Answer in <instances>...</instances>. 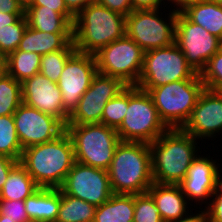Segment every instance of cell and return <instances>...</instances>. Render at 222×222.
Instances as JSON below:
<instances>
[{
    "instance_id": "f907efd6",
    "label": "cell",
    "mask_w": 222,
    "mask_h": 222,
    "mask_svg": "<svg viewBox=\"0 0 222 222\" xmlns=\"http://www.w3.org/2000/svg\"><path fill=\"white\" fill-rule=\"evenodd\" d=\"M4 72V68H0V74Z\"/></svg>"
},
{
    "instance_id": "bcb514c9",
    "label": "cell",
    "mask_w": 222,
    "mask_h": 222,
    "mask_svg": "<svg viewBox=\"0 0 222 222\" xmlns=\"http://www.w3.org/2000/svg\"><path fill=\"white\" fill-rule=\"evenodd\" d=\"M18 4L23 8L25 11L28 7H30L34 0H17Z\"/></svg>"
},
{
    "instance_id": "b9f144b4",
    "label": "cell",
    "mask_w": 222,
    "mask_h": 222,
    "mask_svg": "<svg viewBox=\"0 0 222 222\" xmlns=\"http://www.w3.org/2000/svg\"><path fill=\"white\" fill-rule=\"evenodd\" d=\"M0 11L8 14H24L17 0H0Z\"/></svg>"
},
{
    "instance_id": "7a4b0ae2",
    "label": "cell",
    "mask_w": 222,
    "mask_h": 222,
    "mask_svg": "<svg viewBox=\"0 0 222 222\" xmlns=\"http://www.w3.org/2000/svg\"><path fill=\"white\" fill-rule=\"evenodd\" d=\"M76 162L72 139L65 130L46 143L23 150L19 163L39 188L60 189Z\"/></svg>"
},
{
    "instance_id": "f6af8a7d",
    "label": "cell",
    "mask_w": 222,
    "mask_h": 222,
    "mask_svg": "<svg viewBox=\"0 0 222 222\" xmlns=\"http://www.w3.org/2000/svg\"><path fill=\"white\" fill-rule=\"evenodd\" d=\"M22 16L24 14H8L0 11V28L9 27V25L14 24Z\"/></svg>"
},
{
    "instance_id": "c3c4849f",
    "label": "cell",
    "mask_w": 222,
    "mask_h": 222,
    "mask_svg": "<svg viewBox=\"0 0 222 222\" xmlns=\"http://www.w3.org/2000/svg\"><path fill=\"white\" fill-rule=\"evenodd\" d=\"M5 58L0 54V68H4Z\"/></svg>"
},
{
    "instance_id": "8fae6325",
    "label": "cell",
    "mask_w": 222,
    "mask_h": 222,
    "mask_svg": "<svg viewBox=\"0 0 222 222\" xmlns=\"http://www.w3.org/2000/svg\"><path fill=\"white\" fill-rule=\"evenodd\" d=\"M175 43L198 74L205 68L207 61L222 48L221 39L191 22L182 12L177 14Z\"/></svg>"
},
{
    "instance_id": "7bdbcfd3",
    "label": "cell",
    "mask_w": 222,
    "mask_h": 222,
    "mask_svg": "<svg viewBox=\"0 0 222 222\" xmlns=\"http://www.w3.org/2000/svg\"><path fill=\"white\" fill-rule=\"evenodd\" d=\"M67 9L76 16L80 11L96 0H64Z\"/></svg>"
},
{
    "instance_id": "2e32d148",
    "label": "cell",
    "mask_w": 222,
    "mask_h": 222,
    "mask_svg": "<svg viewBox=\"0 0 222 222\" xmlns=\"http://www.w3.org/2000/svg\"><path fill=\"white\" fill-rule=\"evenodd\" d=\"M212 158L209 155H201L200 152V155L198 154L192 161L187 176L179 184L188 201L197 203L194 208H197L198 204L202 208V204H206L204 206L206 207L210 203L211 197L222 179V168L220 169L219 163H216L217 160Z\"/></svg>"
},
{
    "instance_id": "30bf717a",
    "label": "cell",
    "mask_w": 222,
    "mask_h": 222,
    "mask_svg": "<svg viewBox=\"0 0 222 222\" xmlns=\"http://www.w3.org/2000/svg\"><path fill=\"white\" fill-rule=\"evenodd\" d=\"M145 51L126 34L94 54L98 73L136 86L140 78Z\"/></svg>"
},
{
    "instance_id": "9c48e42d",
    "label": "cell",
    "mask_w": 222,
    "mask_h": 222,
    "mask_svg": "<svg viewBox=\"0 0 222 222\" xmlns=\"http://www.w3.org/2000/svg\"><path fill=\"white\" fill-rule=\"evenodd\" d=\"M162 9L167 11L165 8L133 10L126 16V35L145 52L166 47L175 42L178 12L168 10L169 14H165L164 17L160 12L163 11Z\"/></svg>"
},
{
    "instance_id": "d590c367",
    "label": "cell",
    "mask_w": 222,
    "mask_h": 222,
    "mask_svg": "<svg viewBox=\"0 0 222 222\" xmlns=\"http://www.w3.org/2000/svg\"><path fill=\"white\" fill-rule=\"evenodd\" d=\"M211 199L205 207L209 222H222V179L219 181Z\"/></svg>"
},
{
    "instance_id": "4dcf8cb0",
    "label": "cell",
    "mask_w": 222,
    "mask_h": 222,
    "mask_svg": "<svg viewBox=\"0 0 222 222\" xmlns=\"http://www.w3.org/2000/svg\"><path fill=\"white\" fill-rule=\"evenodd\" d=\"M127 108L128 86L115 98L110 99L106 103L101 117V123L117 130L124 120Z\"/></svg>"
},
{
    "instance_id": "ffe728a7",
    "label": "cell",
    "mask_w": 222,
    "mask_h": 222,
    "mask_svg": "<svg viewBox=\"0 0 222 222\" xmlns=\"http://www.w3.org/2000/svg\"><path fill=\"white\" fill-rule=\"evenodd\" d=\"M24 203L30 221L55 222L61 203V189L39 188Z\"/></svg>"
},
{
    "instance_id": "ee69618b",
    "label": "cell",
    "mask_w": 222,
    "mask_h": 222,
    "mask_svg": "<svg viewBox=\"0 0 222 222\" xmlns=\"http://www.w3.org/2000/svg\"><path fill=\"white\" fill-rule=\"evenodd\" d=\"M167 2L166 5L168 6V4H170L168 7L170 8L171 6V10L175 11V12H183L189 5L197 2L198 0H165ZM168 3V4H167ZM173 8V9H172Z\"/></svg>"
},
{
    "instance_id": "44dd1931",
    "label": "cell",
    "mask_w": 222,
    "mask_h": 222,
    "mask_svg": "<svg viewBox=\"0 0 222 222\" xmlns=\"http://www.w3.org/2000/svg\"><path fill=\"white\" fill-rule=\"evenodd\" d=\"M71 41L73 33H45L27 26L16 51L38 53L42 56L63 50Z\"/></svg>"
},
{
    "instance_id": "ba28073f",
    "label": "cell",
    "mask_w": 222,
    "mask_h": 222,
    "mask_svg": "<svg viewBox=\"0 0 222 222\" xmlns=\"http://www.w3.org/2000/svg\"><path fill=\"white\" fill-rule=\"evenodd\" d=\"M196 74L174 42L145 52L142 72L136 86L149 92L152 88L174 81L189 80Z\"/></svg>"
},
{
    "instance_id": "7402d4cb",
    "label": "cell",
    "mask_w": 222,
    "mask_h": 222,
    "mask_svg": "<svg viewBox=\"0 0 222 222\" xmlns=\"http://www.w3.org/2000/svg\"><path fill=\"white\" fill-rule=\"evenodd\" d=\"M182 13L191 22L222 40V0H198Z\"/></svg>"
},
{
    "instance_id": "836d02e7",
    "label": "cell",
    "mask_w": 222,
    "mask_h": 222,
    "mask_svg": "<svg viewBox=\"0 0 222 222\" xmlns=\"http://www.w3.org/2000/svg\"><path fill=\"white\" fill-rule=\"evenodd\" d=\"M199 75L207 89L216 91L222 86V48L207 61Z\"/></svg>"
},
{
    "instance_id": "4fadbf2b",
    "label": "cell",
    "mask_w": 222,
    "mask_h": 222,
    "mask_svg": "<svg viewBox=\"0 0 222 222\" xmlns=\"http://www.w3.org/2000/svg\"><path fill=\"white\" fill-rule=\"evenodd\" d=\"M126 87L120 79L97 72L77 107L69 115L67 124L101 123L106 103Z\"/></svg>"
},
{
    "instance_id": "3957f363",
    "label": "cell",
    "mask_w": 222,
    "mask_h": 222,
    "mask_svg": "<svg viewBox=\"0 0 222 222\" xmlns=\"http://www.w3.org/2000/svg\"><path fill=\"white\" fill-rule=\"evenodd\" d=\"M114 194H144L153 181L149 143L120 141L107 169Z\"/></svg>"
},
{
    "instance_id": "484cf974",
    "label": "cell",
    "mask_w": 222,
    "mask_h": 222,
    "mask_svg": "<svg viewBox=\"0 0 222 222\" xmlns=\"http://www.w3.org/2000/svg\"><path fill=\"white\" fill-rule=\"evenodd\" d=\"M41 55L38 53L14 51L4 61V71L22 83L40 72Z\"/></svg>"
},
{
    "instance_id": "cb8c5ba5",
    "label": "cell",
    "mask_w": 222,
    "mask_h": 222,
    "mask_svg": "<svg viewBox=\"0 0 222 222\" xmlns=\"http://www.w3.org/2000/svg\"><path fill=\"white\" fill-rule=\"evenodd\" d=\"M28 26L45 33H73V25L60 13L44 6H30L24 11Z\"/></svg>"
},
{
    "instance_id": "ab89813d",
    "label": "cell",
    "mask_w": 222,
    "mask_h": 222,
    "mask_svg": "<svg viewBox=\"0 0 222 222\" xmlns=\"http://www.w3.org/2000/svg\"><path fill=\"white\" fill-rule=\"evenodd\" d=\"M133 10L161 9L165 8V0H130ZM163 5V7H162Z\"/></svg>"
},
{
    "instance_id": "74e56055",
    "label": "cell",
    "mask_w": 222,
    "mask_h": 222,
    "mask_svg": "<svg viewBox=\"0 0 222 222\" xmlns=\"http://www.w3.org/2000/svg\"><path fill=\"white\" fill-rule=\"evenodd\" d=\"M96 2L125 17L133 11L130 0H96Z\"/></svg>"
},
{
    "instance_id": "f35d334b",
    "label": "cell",
    "mask_w": 222,
    "mask_h": 222,
    "mask_svg": "<svg viewBox=\"0 0 222 222\" xmlns=\"http://www.w3.org/2000/svg\"><path fill=\"white\" fill-rule=\"evenodd\" d=\"M19 163L10 157L0 154V191L5 184L10 171Z\"/></svg>"
},
{
    "instance_id": "d6986e66",
    "label": "cell",
    "mask_w": 222,
    "mask_h": 222,
    "mask_svg": "<svg viewBox=\"0 0 222 222\" xmlns=\"http://www.w3.org/2000/svg\"><path fill=\"white\" fill-rule=\"evenodd\" d=\"M147 193L159 209L163 222H174L181 219L190 212V206H193L183 194L180 185L153 182Z\"/></svg>"
},
{
    "instance_id": "60d3db41",
    "label": "cell",
    "mask_w": 222,
    "mask_h": 222,
    "mask_svg": "<svg viewBox=\"0 0 222 222\" xmlns=\"http://www.w3.org/2000/svg\"><path fill=\"white\" fill-rule=\"evenodd\" d=\"M199 209L200 211L195 209V213H193L192 211L194 210V208H192L190 210V213H188L187 215L183 216L181 219L174 222H209L206 208L205 207L201 208L199 206Z\"/></svg>"
},
{
    "instance_id": "d4e9b609",
    "label": "cell",
    "mask_w": 222,
    "mask_h": 222,
    "mask_svg": "<svg viewBox=\"0 0 222 222\" xmlns=\"http://www.w3.org/2000/svg\"><path fill=\"white\" fill-rule=\"evenodd\" d=\"M39 189L26 169L18 163L9 173L0 191V199L25 200Z\"/></svg>"
},
{
    "instance_id": "681fc988",
    "label": "cell",
    "mask_w": 222,
    "mask_h": 222,
    "mask_svg": "<svg viewBox=\"0 0 222 222\" xmlns=\"http://www.w3.org/2000/svg\"><path fill=\"white\" fill-rule=\"evenodd\" d=\"M216 91L222 96V86H220Z\"/></svg>"
},
{
    "instance_id": "5b68a950",
    "label": "cell",
    "mask_w": 222,
    "mask_h": 222,
    "mask_svg": "<svg viewBox=\"0 0 222 222\" xmlns=\"http://www.w3.org/2000/svg\"><path fill=\"white\" fill-rule=\"evenodd\" d=\"M205 89L197 73L189 80L174 81L152 88L151 95L160 119L169 129L182 128Z\"/></svg>"
},
{
    "instance_id": "4316f807",
    "label": "cell",
    "mask_w": 222,
    "mask_h": 222,
    "mask_svg": "<svg viewBox=\"0 0 222 222\" xmlns=\"http://www.w3.org/2000/svg\"><path fill=\"white\" fill-rule=\"evenodd\" d=\"M96 206L61 190V203L55 222H93Z\"/></svg>"
},
{
    "instance_id": "277c9868",
    "label": "cell",
    "mask_w": 222,
    "mask_h": 222,
    "mask_svg": "<svg viewBox=\"0 0 222 222\" xmlns=\"http://www.w3.org/2000/svg\"><path fill=\"white\" fill-rule=\"evenodd\" d=\"M126 34V17L97 2L80 11L73 22L76 51L96 54L100 49Z\"/></svg>"
},
{
    "instance_id": "ac0fdd59",
    "label": "cell",
    "mask_w": 222,
    "mask_h": 222,
    "mask_svg": "<svg viewBox=\"0 0 222 222\" xmlns=\"http://www.w3.org/2000/svg\"><path fill=\"white\" fill-rule=\"evenodd\" d=\"M21 84L24 104L52 115L67 125L69 115L64 110L61 91L56 82L39 72Z\"/></svg>"
},
{
    "instance_id": "8d00e7d4",
    "label": "cell",
    "mask_w": 222,
    "mask_h": 222,
    "mask_svg": "<svg viewBox=\"0 0 222 222\" xmlns=\"http://www.w3.org/2000/svg\"><path fill=\"white\" fill-rule=\"evenodd\" d=\"M31 6H44L58 12L73 25L75 16L67 9L64 0H34Z\"/></svg>"
},
{
    "instance_id": "5bb4252c",
    "label": "cell",
    "mask_w": 222,
    "mask_h": 222,
    "mask_svg": "<svg viewBox=\"0 0 222 222\" xmlns=\"http://www.w3.org/2000/svg\"><path fill=\"white\" fill-rule=\"evenodd\" d=\"M65 194L80 198L96 207L114 194L107 170L75 162L60 188Z\"/></svg>"
},
{
    "instance_id": "e0dca14e",
    "label": "cell",
    "mask_w": 222,
    "mask_h": 222,
    "mask_svg": "<svg viewBox=\"0 0 222 222\" xmlns=\"http://www.w3.org/2000/svg\"><path fill=\"white\" fill-rule=\"evenodd\" d=\"M181 129L199 142L213 140L220 133L222 135V96L215 90L205 88Z\"/></svg>"
},
{
    "instance_id": "1f68e13d",
    "label": "cell",
    "mask_w": 222,
    "mask_h": 222,
    "mask_svg": "<svg viewBox=\"0 0 222 222\" xmlns=\"http://www.w3.org/2000/svg\"><path fill=\"white\" fill-rule=\"evenodd\" d=\"M27 26V19L24 15L9 27L0 28V54L4 58L18 49Z\"/></svg>"
},
{
    "instance_id": "83f0119b",
    "label": "cell",
    "mask_w": 222,
    "mask_h": 222,
    "mask_svg": "<svg viewBox=\"0 0 222 222\" xmlns=\"http://www.w3.org/2000/svg\"><path fill=\"white\" fill-rule=\"evenodd\" d=\"M22 101V84L5 71L0 74V116L12 115Z\"/></svg>"
},
{
    "instance_id": "603a6c76",
    "label": "cell",
    "mask_w": 222,
    "mask_h": 222,
    "mask_svg": "<svg viewBox=\"0 0 222 222\" xmlns=\"http://www.w3.org/2000/svg\"><path fill=\"white\" fill-rule=\"evenodd\" d=\"M134 211V194H113L96 207L93 222H133Z\"/></svg>"
},
{
    "instance_id": "9a60e30c",
    "label": "cell",
    "mask_w": 222,
    "mask_h": 222,
    "mask_svg": "<svg viewBox=\"0 0 222 222\" xmlns=\"http://www.w3.org/2000/svg\"><path fill=\"white\" fill-rule=\"evenodd\" d=\"M13 118L23 150L54 140L66 130L59 119L24 103L14 112Z\"/></svg>"
},
{
    "instance_id": "8992f818",
    "label": "cell",
    "mask_w": 222,
    "mask_h": 222,
    "mask_svg": "<svg viewBox=\"0 0 222 222\" xmlns=\"http://www.w3.org/2000/svg\"><path fill=\"white\" fill-rule=\"evenodd\" d=\"M78 163L107 170L121 141L116 129L102 123L67 124Z\"/></svg>"
},
{
    "instance_id": "f546056e",
    "label": "cell",
    "mask_w": 222,
    "mask_h": 222,
    "mask_svg": "<svg viewBox=\"0 0 222 222\" xmlns=\"http://www.w3.org/2000/svg\"><path fill=\"white\" fill-rule=\"evenodd\" d=\"M76 51L71 41L63 50L50 52L41 56L40 73L53 82H58L64 65L69 57Z\"/></svg>"
},
{
    "instance_id": "7c38bea8",
    "label": "cell",
    "mask_w": 222,
    "mask_h": 222,
    "mask_svg": "<svg viewBox=\"0 0 222 222\" xmlns=\"http://www.w3.org/2000/svg\"><path fill=\"white\" fill-rule=\"evenodd\" d=\"M97 72L94 55L75 51L69 57L57 82L63 107L68 115L77 107Z\"/></svg>"
},
{
    "instance_id": "6da1fadb",
    "label": "cell",
    "mask_w": 222,
    "mask_h": 222,
    "mask_svg": "<svg viewBox=\"0 0 222 222\" xmlns=\"http://www.w3.org/2000/svg\"><path fill=\"white\" fill-rule=\"evenodd\" d=\"M197 141L181 128H174L149 143L153 181L179 185L187 176L192 161L201 152Z\"/></svg>"
},
{
    "instance_id": "f1b7e54d",
    "label": "cell",
    "mask_w": 222,
    "mask_h": 222,
    "mask_svg": "<svg viewBox=\"0 0 222 222\" xmlns=\"http://www.w3.org/2000/svg\"><path fill=\"white\" fill-rule=\"evenodd\" d=\"M22 152L13 114L0 116V154L20 161Z\"/></svg>"
},
{
    "instance_id": "d6a6232c",
    "label": "cell",
    "mask_w": 222,
    "mask_h": 222,
    "mask_svg": "<svg viewBox=\"0 0 222 222\" xmlns=\"http://www.w3.org/2000/svg\"><path fill=\"white\" fill-rule=\"evenodd\" d=\"M134 222H163L159 209L148 193L135 195Z\"/></svg>"
},
{
    "instance_id": "e575fe53",
    "label": "cell",
    "mask_w": 222,
    "mask_h": 222,
    "mask_svg": "<svg viewBox=\"0 0 222 222\" xmlns=\"http://www.w3.org/2000/svg\"><path fill=\"white\" fill-rule=\"evenodd\" d=\"M0 215L7 216V219L14 220V222H30L24 200L0 199Z\"/></svg>"
},
{
    "instance_id": "52a82bcc",
    "label": "cell",
    "mask_w": 222,
    "mask_h": 222,
    "mask_svg": "<svg viewBox=\"0 0 222 222\" xmlns=\"http://www.w3.org/2000/svg\"><path fill=\"white\" fill-rule=\"evenodd\" d=\"M169 128L160 119L151 95L128 86V108L116 130L121 141L152 143Z\"/></svg>"
},
{
    "instance_id": "7dc6e473",
    "label": "cell",
    "mask_w": 222,
    "mask_h": 222,
    "mask_svg": "<svg viewBox=\"0 0 222 222\" xmlns=\"http://www.w3.org/2000/svg\"><path fill=\"white\" fill-rule=\"evenodd\" d=\"M0 222H14V220L7 219V216L0 215Z\"/></svg>"
}]
</instances>
